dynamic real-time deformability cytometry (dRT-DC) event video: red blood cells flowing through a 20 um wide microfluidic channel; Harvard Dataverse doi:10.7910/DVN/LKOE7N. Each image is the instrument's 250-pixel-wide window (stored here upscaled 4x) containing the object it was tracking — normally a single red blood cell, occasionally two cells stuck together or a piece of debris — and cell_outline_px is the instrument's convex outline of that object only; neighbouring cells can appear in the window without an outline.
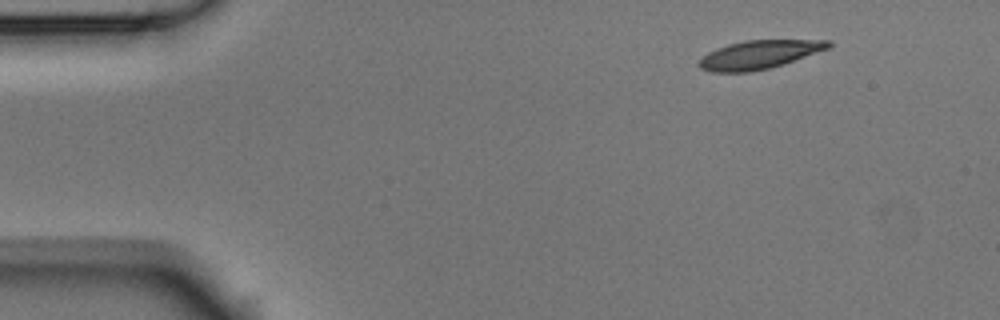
{"species": "Egyptian fruit bat (a non-hibernating species)", "species_latin": "Rousettus aegyptiacus", "temperature_condition": "room temperature", "stored_images_in_passage": 6, "camera_frame_rate_fps": 3000, "um_per_image_px": 0.085, "animal": {"sex": "male"}, "frame": {"image": 1, "passage_image": 1, "time_ms": 0.0, "image_size_px": [1000, 320], "cell_outline_px": [[832, 44], [828, 48], [784, 64], [752, 72], [712, 72], [700, 68], [696, 64], [708, 52], [716, 48], [728, 44], [748, 40], [832, 40]], "centroid_in_image_um": [64.5, 4.64], "position_along_channel_um": 20.5, "area_um2": 21.39}}
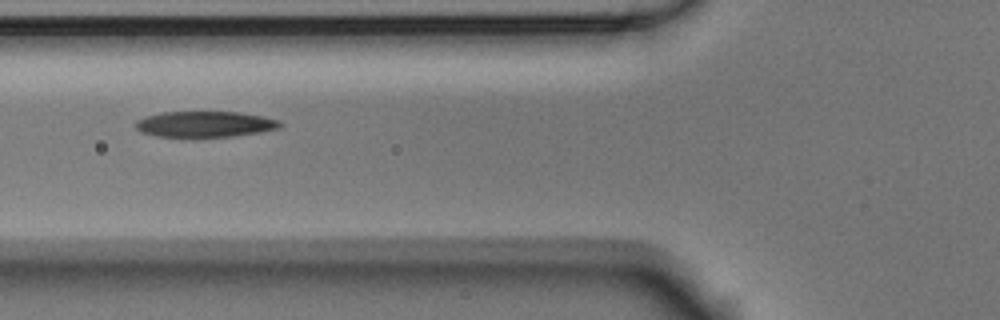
{"frame": {"image": 2, "passage_image": 5, "time_ms": 1.333, "image_size_px": [1000, 320], "cell_outline_px": [[284, 124], [280, 128], [260, 132], [232, 136], [156, 136], [140, 132], [136, 128], [136, 120], [144, 116], [160, 112], [240, 112], [264, 116], [280, 120]], "centroid_in_image_um": [17.44, 10.54], "position_along_channel_um": 108.4, "area_um2": 21.79}}
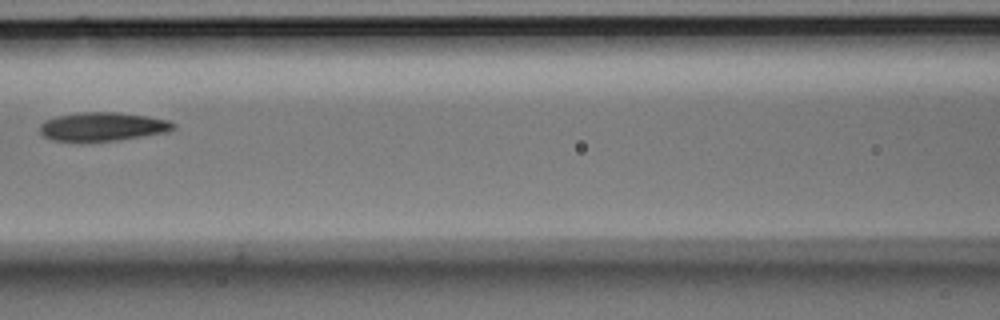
{"frame": {"image": 3, "passage_image": 6, "time_ms": 1.667, "image_size_px": [1000, 320], "cell_outline_px": [[176, 128], [168, 132], [120, 140], [80, 144], [52, 140], [44, 136], [40, 132], [40, 124], [44, 120], [56, 116], [76, 112], [116, 112], [148, 116], [168, 120], [176, 124]], "centroid_in_image_um": [8.68, 10.79], "position_along_channel_um": 157.9, "area_um2": 23.24}}